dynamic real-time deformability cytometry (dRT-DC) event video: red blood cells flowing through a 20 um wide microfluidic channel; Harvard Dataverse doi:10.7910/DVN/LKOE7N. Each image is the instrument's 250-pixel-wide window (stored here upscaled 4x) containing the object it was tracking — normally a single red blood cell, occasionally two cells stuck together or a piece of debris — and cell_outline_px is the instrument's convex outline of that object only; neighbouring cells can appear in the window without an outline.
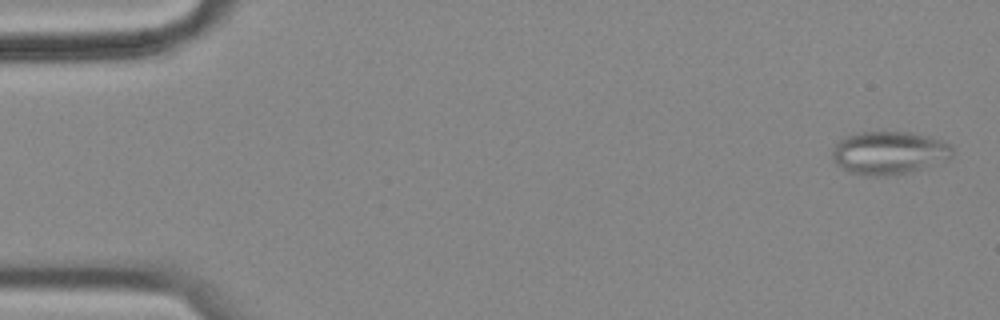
{"species": "common noctule bat (a hibernating species)", "species_latin": "Nyctalus noctula", "temperature_condition": "cold", "stored_images_in_passage": 57, "camera_frame_rate_fps": 3000, "um_per_image_px": 0.085, "animal": {"sex": "female", "body_mass_g": 18.4}, "frame": {"image": 1, "passage_image": 2, "time_ms": 0.333, "image_size_px": [1000, 320], "cell_outline_px": [[952, 156], [948, 160], [912, 172], [896, 176], [864, 176], [848, 172], [836, 164], [832, 160], [832, 148], [840, 140], [848, 136], [864, 132], [908, 132], [928, 136], [952, 144]], "centroid_in_image_um": [75.58, 13.02], "position_along_channel_um": 9.4, "area_um2": 30.52}}
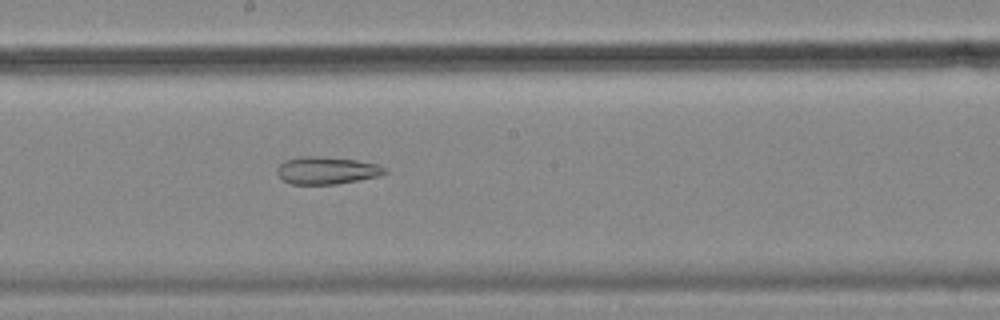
{"frame": {"image": 2, "passage_image": 31, "time_ms": 10.0, "image_size_px": [1000, 320], "cell_outline_px": [[388, 172], [380, 176], [336, 184], [292, 184], [284, 180], [276, 172], [276, 168], [284, 160], [300, 156], [316, 156], [356, 160], [376, 164], [384, 168]], "centroid_in_image_um": [27.75, 14.48], "position_along_channel_um": 220.5, "area_um2": 17.11}}
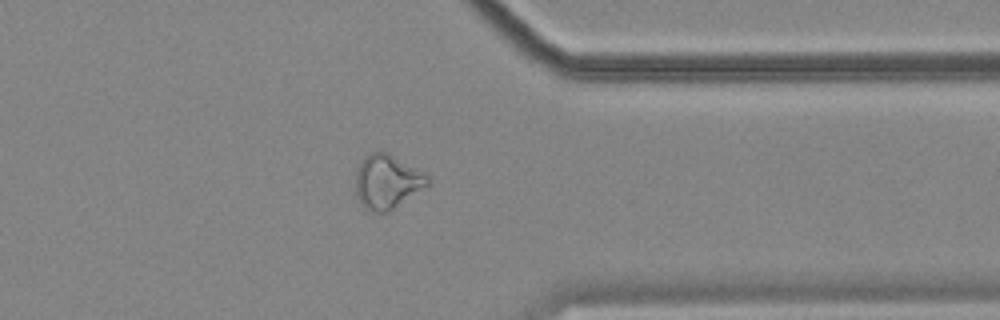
{"frame": {"image": 3, "passage_image": 45, "time_ms": 14.667, "image_size_px": [1000, 320], "cell_outline_px": [[432, 180], [428, 184], [388, 212], [372, 212], [364, 208], [360, 204], [356, 192], [356, 172], [364, 156], [372, 152], [388, 152], [424, 172]], "centroid_in_image_um": [32.89, 15.44], "position_along_channel_um": 378.5, "area_um2": 22.54}, "authors_computed_cell_mechanics": {"area_um2": 23.5824, "velocity_mm_per_s": 3.5335, "shape_relaxation_time_tau1_ms": null, "shape_relaxation_time_tau2_ms": 4.6125, "deformation_change_tau1": null, "deformation_change_tau2": 0.1324}}